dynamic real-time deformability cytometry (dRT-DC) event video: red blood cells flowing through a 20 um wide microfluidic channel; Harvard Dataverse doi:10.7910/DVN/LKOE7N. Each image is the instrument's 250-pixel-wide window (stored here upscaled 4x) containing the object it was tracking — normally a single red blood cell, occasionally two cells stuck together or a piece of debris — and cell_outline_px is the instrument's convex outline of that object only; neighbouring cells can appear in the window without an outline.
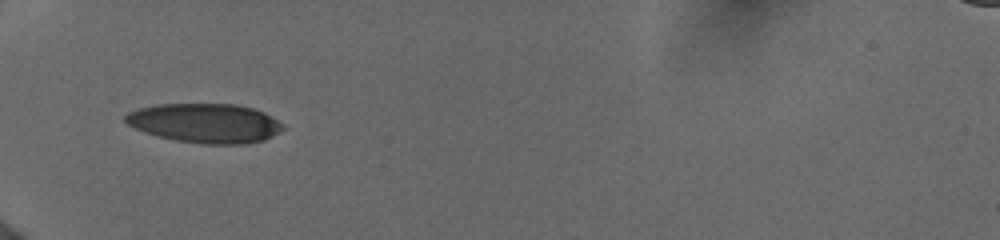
{"species": "human", "species_latin": "Homo sapiens", "temperature_condition": "cold", "stored_images_in_passage": 53, "camera_frame_rate_fps": 3000, "um_per_image_px": 0.085, "donor": {"sex": "female"}, "frame": {"image": 1, "passage_image": 1, "time_ms": 0.0, "image_size_px": [1000, 240], "cell_outline_px": [[288, 128], [264, 140], [244, 144], [204, 144], [176, 140], [144, 132], [128, 124], [124, 120], [124, 116], [128, 112], [140, 108], [156, 104], [236, 104], [252, 108], [264, 112], [284, 124]], "centroid_in_image_um": [17.48, 10.46], "position_along_channel_um": 67.5, "area_um2": 36.18}}
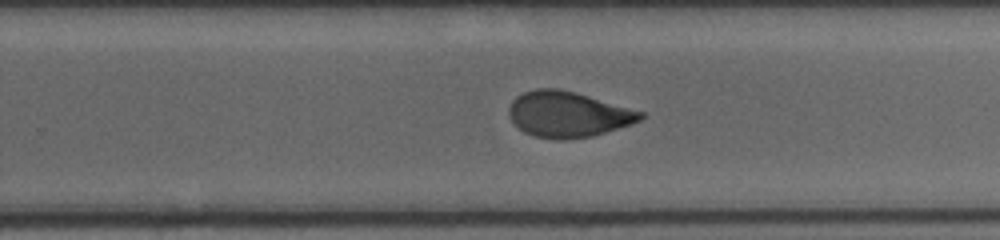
{"frame": {"image": 2, "passage_image": 30, "time_ms": 5.667, "image_size_px": [1000, 240], "cell_outline_px": [[644, 116], [640, 120], [592, 136], [564, 140], [556, 140], [536, 136], [524, 132], [508, 116], [508, 108], [512, 100], [516, 96], [524, 92], [536, 88], [560, 88], [576, 92], [644, 112]], "centroid_in_image_um": [48.23, 9.7], "position_along_channel_um": 281.6, "area_um2": 34.85}}
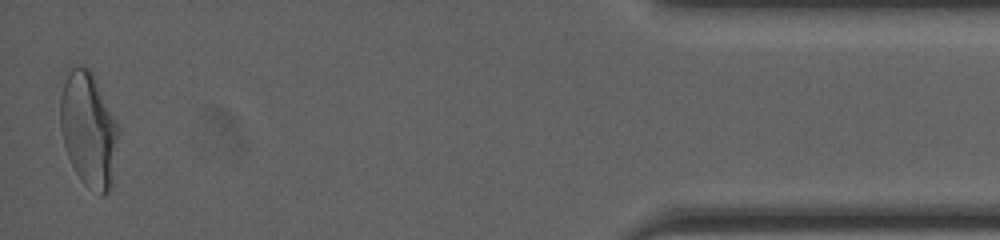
{"frame": {"image": 3, "passage_image": 52, "time_ms": 11.0, "image_size_px": [1000, 240], "cell_outline_px": [[120, 128], [108, 192], [104, 196], [100, 196], [88, 188], [80, 180], [68, 156], [64, 144], [60, 128], [60, 96], [68, 64], [84, 64], [92, 72]], "centroid_in_image_um": [7.49, 10.93], "position_along_channel_um": 427.7, "area_um2": 39.07}, "authors_computed_cell_mechanics": {"area_um2": 36.1828, "velocity_mm_per_s": 3.9291, "shape_relaxation_time_tau1_ms": 5.1785, "shape_relaxation_time_tau2_ms": 1.426, "deformation_change_tau1": 0.161, "deformation_change_tau2": 0.0665}}